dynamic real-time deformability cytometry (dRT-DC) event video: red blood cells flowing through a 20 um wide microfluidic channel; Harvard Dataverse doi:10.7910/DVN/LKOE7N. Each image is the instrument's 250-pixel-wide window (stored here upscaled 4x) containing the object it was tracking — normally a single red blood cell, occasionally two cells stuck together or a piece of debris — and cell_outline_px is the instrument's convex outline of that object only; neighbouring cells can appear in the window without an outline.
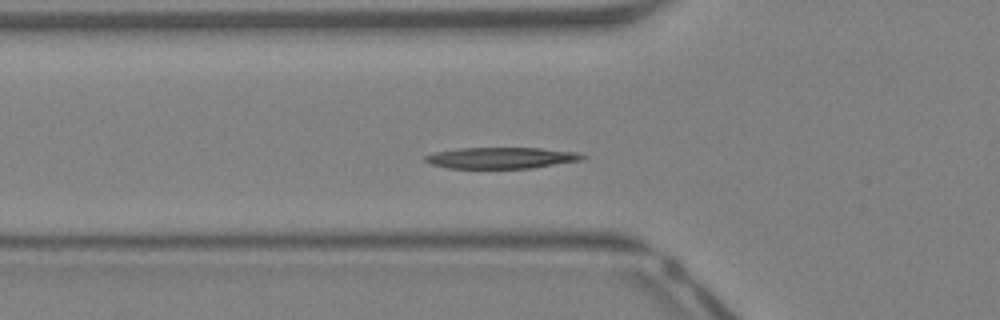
{"species": "Egyptian fruit bat (a non-hibernating species)", "species_latin": "Rousettus aegyptiacus", "temperature_condition": "warm", "stored_images_in_passage": 43, "segment_of_instrument_passage": [1, 2], "camera_frame_rate_fps": 3000, "um_per_image_px": 0.085, "animal": {"sex": "female"}, "frame": {"image": 1, "passage_image": 14, "time_ms": 4.333, "image_size_px": [1000, 320], "cell_outline_px": [[588, 156], [584, 160], [532, 168], [448, 168], [432, 164], [424, 160], [424, 156], [436, 152], [456, 148], [540, 148], [576, 152]], "centroid_in_image_um": [42.65, 13.42], "position_along_channel_um": 83.2, "area_um2": 19.48}}
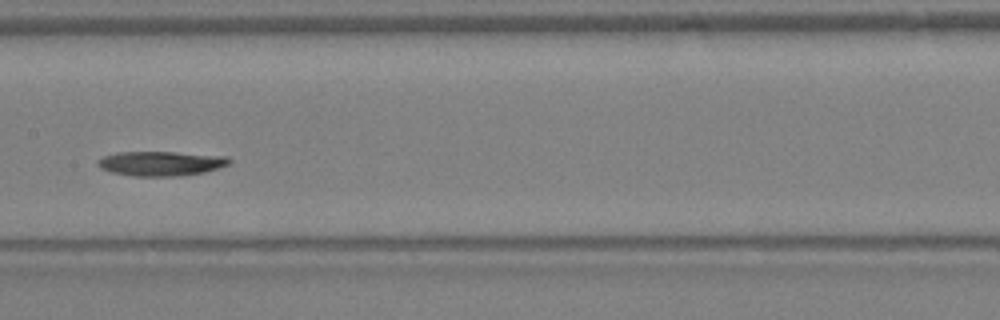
{"frame": {"image": 2, "passage_image": 21, "time_ms": 6.667, "image_size_px": [1000, 320], "cell_outline_px": [[232, 160], [228, 164], [204, 172], [180, 176], [136, 176], [112, 172], [100, 168], [96, 164], [104, 156], [116, 152], [172, 152], [228, 156]], "centroid_in_image_um": [13.68, 13.89], "position_along_channel_um": 193.7, "area_um2": 18.67}}
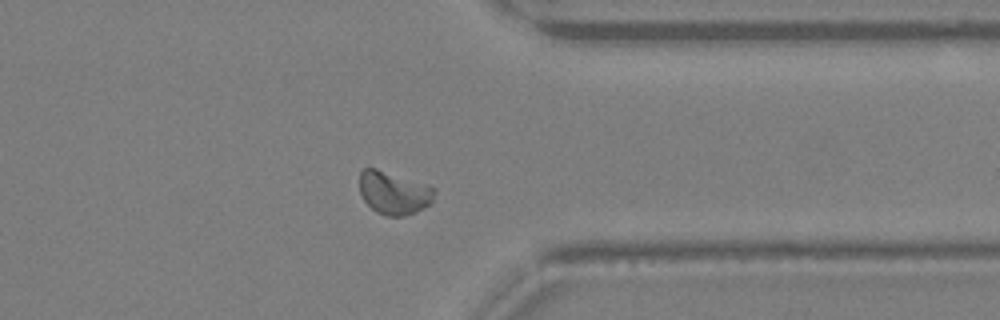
{"frame": {"image": 3, "passage_image": 33, "time_ms": 10.667, "image_size_px": [1000, 320], "cell_outline_px": [[436, 192], [432, 200], [424, 208], [404, 216], [384, 216], [376, 212], [364, 200], [360, 192], [360, 172], [364, 168], [376, 168], [436, 188]], "centroid_in_image_um": [33.46, 16.4], "position_along_channel_um": 377.9, "area_um2": 18.55}}